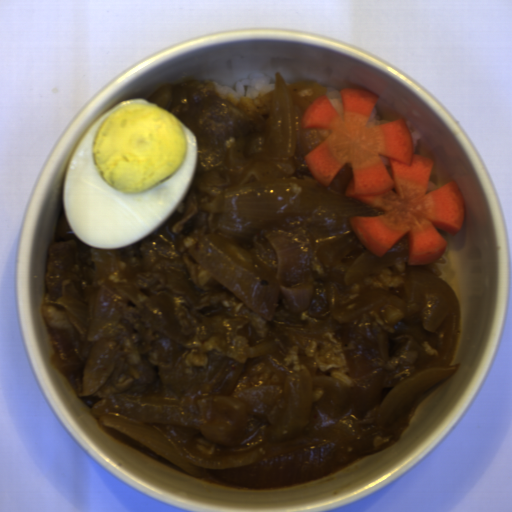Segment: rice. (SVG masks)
<instances>
[{"mask_svg":"<svg viewBox=\"0 0 512 512\" xmlns=\"http://www.w3.org/2000/svg\"><path fill=\"white\" fill-rule=\"evenodd\" d=\"M437 188H438V187L436 186V184H435V183H432V182H430V181H429V182H428V185H427L426 193H427V192H431V191H433V190H435V189H437Z\"/></svg>","mask_w":512,"mask_h":512,"instance_id":"obj_7","label":"rice"},{"mask_svg":"<svg viewBox=\"0 0 512 512\" xmlns=\"http://www.w3.org/2000/svg\"><path fill=\"white\" fill-rule=\"evenodd\" d=\"M405 123H406V126H407V129L411 135V139H412V144H413V150H414V153L417 149V146H418V142L419 140L421 139V136H422V133L412 129L413 125H412V122L408 121V120H405Z\"/></svg>","mask_w":512,"mask_h":512,"instance_id":"obj_5","label":"rice"},{"mask_svg":"<svg viewBox=\"0 0 512 512\" xmlns=\"http://www.w3.org/2000/svg\"><path fill=\"white\" fill-rule=\"evenodd\" d=\"M446 259L442 258L441 256L439 257V259L435 262H432L430 264H422V265H417L419 268L431 273L432 275L438 277L439 275H441L442 271L441 269L437 268L436 265H443V264H446Z\"/></svg>","mask_w":512,"mask_h":512,"instance_id":"obj_3","label":"rice"},{"mask_svg":"<svg viewBox=\"0 0 512 512\" xmlns=\"http://www.w3.org/2000/svg\"><path fill=\"white\" fill-rule=\"evenodd\" d=\"M208 86L219 99L229 101L245 115L250 116L262 106L271 107L276 83L267 75L254 72L247 79L236 82L233 89L221 85L216 80L208 83Z\"/></svg>","mask_w":512,"mask_h":512,"instance_id":"obj_1","label":"rice"},{"mask_svg":"<svg viewBox=\"0 0 512 512\" xmlns=\"http://www.w3.org/2000/svg\"><path fill=\"white\" fill-rule=\"evenodd\" d=\"M381 156H382L383 162H384L388 172L390 173L391 177L393 178L392 167H391L389 159L386 158L385 156H383L382 154H381Z\"/></svg>","mask_w":512,"mask_h":512,"instance_id":"obj_6","label":"rice"},{"mask_svg":"<svg viewBox=\"0 0 512 512\" xmlns=\"http://www.w3.org/2000/svg\"><path fill=\"white\" fill-rule=\"evenodd\" d=\"M391 123L390 119H381V116L377 114V108L373 106L371 115L367 121L366 126L372 127L380 124Z\"/></svg>","mask_w":512,"mask_h":512,"instance_id":"obj_4","label":"rice"},{"mask_svg":"<svg viewBox=\"0 0 512 512\" xmlns=\"http://www.w3.org/2000/svg\"><path fill=\"white\" fill-rule=\"evenodd\" d=\"M325 88L327 90V92L325 94L326 97L328 98V100L330 101L332 106L335 108L337 113L339 114L341 120H344V106H343L341 92H339L338 90H336L333 87H325Z\"/></svg>","mask_w":512,"mask_h":512,"instance_id":"obj_2","label":"rice"}]
</instances>
